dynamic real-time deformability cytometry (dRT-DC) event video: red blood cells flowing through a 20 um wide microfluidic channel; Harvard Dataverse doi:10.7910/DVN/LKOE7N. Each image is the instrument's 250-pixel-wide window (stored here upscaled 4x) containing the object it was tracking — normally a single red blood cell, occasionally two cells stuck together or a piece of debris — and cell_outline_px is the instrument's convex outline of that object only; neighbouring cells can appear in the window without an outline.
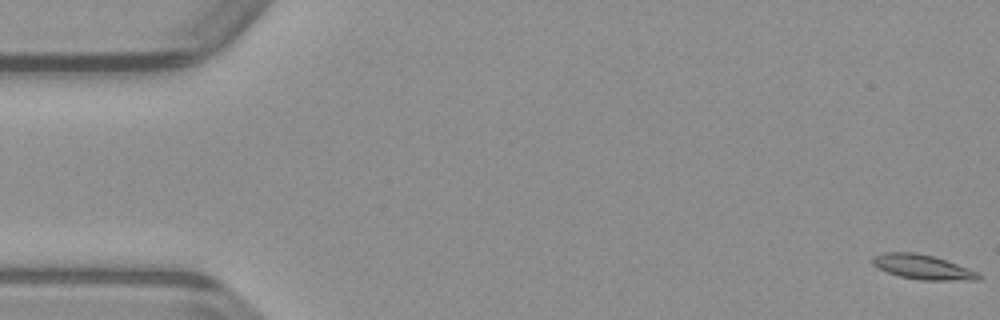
{"species": "common noctule bat (a hibernating species)", "species_latin": "Nyctalus noctula", "temperature_condition": "warm", "stored_images_in_passage": 50, "camera_frame_rate_fps": 3000, "um_per_image_px": 0.085, "animal": {"sex": "male", "body_mass_g": 23.1, "forearm_length_mm": 52.7}, "frame": {"image": 1, "passage_image": 1, "time_ms": 0.0, "image_size_px": [1000, 320], "cell_outline_px": [[980, 280], [920, 280], [900, 276], [888, 272], [872, 264], [872, 256], [884, 252], [916, 252], [932, 256], [980, 272]], "centroid_in_image_um": [78.42, 22.69], "position_along_channel_um": 6.6, "area_um2": 15.09}}
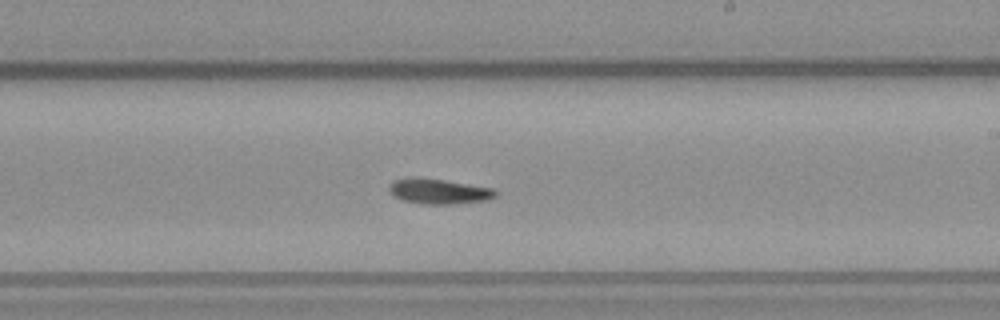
{"frame": {"image": 2, "passage_image": 29, "time_ms": 9.333, "image_size_px": [1000, 320], "cell_outline_px": [[496, 196], [484, 200], [452, 204], [424, 204], [404, 200], [392, 196], [388, 188], [388, 184], [392, 180], [408, 176], [420, 176], [492, 188], [496, 192]], "centroid_in_image_um": [37.18, 16.23], "position_along_channel_um": 251.8, "area_um2": 15.78}}
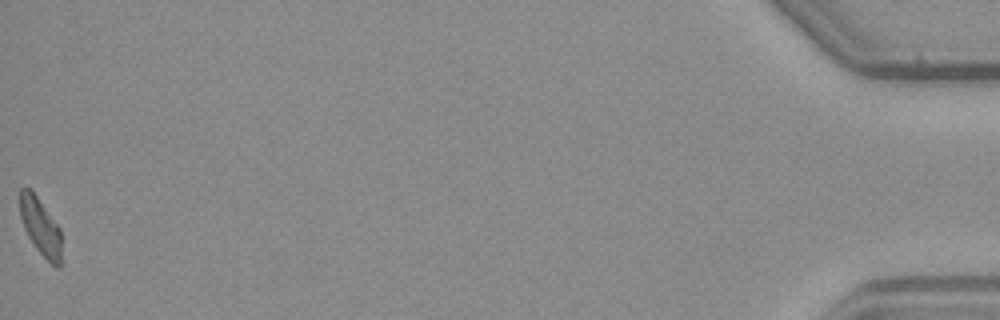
{"frame": {"image": 3, "passage_image": 50, "time_ms": 16.333, "image_size_px": [1000, 320], "cell_outline_px": [[60, 268], [56, 268], [36, 248], [28, 236], [24, 228], [20, 216], [20, 188], [28, 188], [36, 196], [60, 228]], "centroid_in_image_um": [3.43, 19.28], "position_along_channel_um": 431.8, "area_um2": 13.41}}